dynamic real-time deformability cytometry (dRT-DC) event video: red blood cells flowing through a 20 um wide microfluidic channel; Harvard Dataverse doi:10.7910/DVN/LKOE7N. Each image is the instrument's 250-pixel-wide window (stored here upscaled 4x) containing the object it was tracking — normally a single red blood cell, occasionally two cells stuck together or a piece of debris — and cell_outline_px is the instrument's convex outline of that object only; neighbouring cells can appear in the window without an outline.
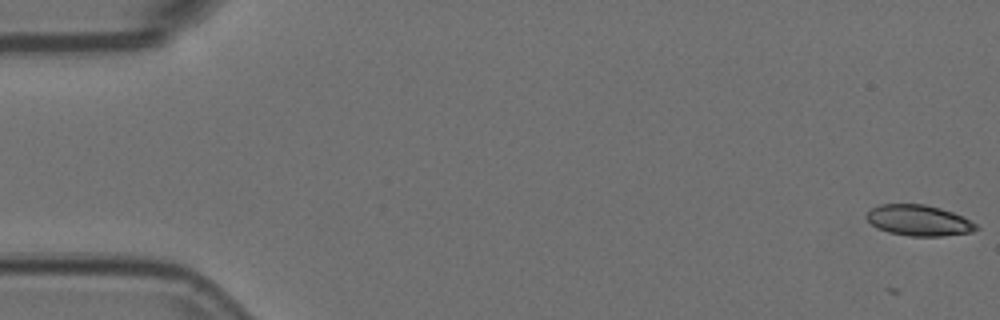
{"species": "Egyptian fruit bat (a non-hibernating species)", "species_latin": "Rousettus aegyptiacus", "temperature_condition": "room temperature", "stored_images_in_passage": 5, "camera_frame_rate_fps": 3000, "um_per_image_px": 0.085, "animal": {"sex": "female"}, "frame": {"image": 1, "passage_image": 1, "time_ms": 0.0, "image_size_px": [1000, 320], "cell_outline_px": [[980, 228], [972, 232], [940, 236], [908, 236], [888, 232], [876, 228], [864, 216], [872, 208], [880, 204], [924, 204], [940, 208], [964, 216], [976, 224]], "centroid_in_image_um": [78.1, 18.73], "position_along_channel_um": 6.9, "area_um2": 19.77}}